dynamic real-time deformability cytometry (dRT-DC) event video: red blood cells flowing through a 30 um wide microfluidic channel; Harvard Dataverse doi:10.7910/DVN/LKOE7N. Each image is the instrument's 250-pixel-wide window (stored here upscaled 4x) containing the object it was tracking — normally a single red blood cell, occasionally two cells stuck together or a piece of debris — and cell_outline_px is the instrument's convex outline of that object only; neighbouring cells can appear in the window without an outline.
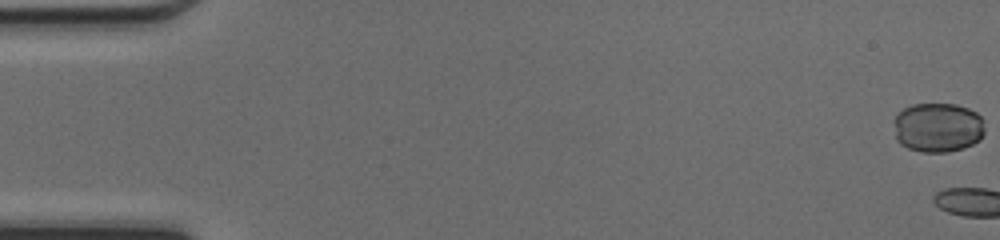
{"species": "common noctule bat (a hibernating species)", "species_latin": "Nyctalus noctula", "temperature_condition": "cold", "stored_images_in_passage": 3, "camera_frame_rate_fps": 3000, "um_per_image_px": 0.085, "animal": {"sex": "female", "body_mass_g": 17.0, "forearm_length_mm": 48.0}, "frame": {"image": 1, "passage_image": 1, "time_ms": 0.0, "image_size_px": [1000, 240], "cell_outline_px": [[984, 132], [980, 140], [964, 148], [948, 152], [924, 152], [908, 148], [900, 144], [896, 140], [896, 116], [904, 108], [912, 104], [956, 104], [968, 108], [976, 112], [984, 120]], "centroid_in_image_um": [79.76, 10.84], "position_along_channel_um": 5.2, "area_um2": 26.24}}